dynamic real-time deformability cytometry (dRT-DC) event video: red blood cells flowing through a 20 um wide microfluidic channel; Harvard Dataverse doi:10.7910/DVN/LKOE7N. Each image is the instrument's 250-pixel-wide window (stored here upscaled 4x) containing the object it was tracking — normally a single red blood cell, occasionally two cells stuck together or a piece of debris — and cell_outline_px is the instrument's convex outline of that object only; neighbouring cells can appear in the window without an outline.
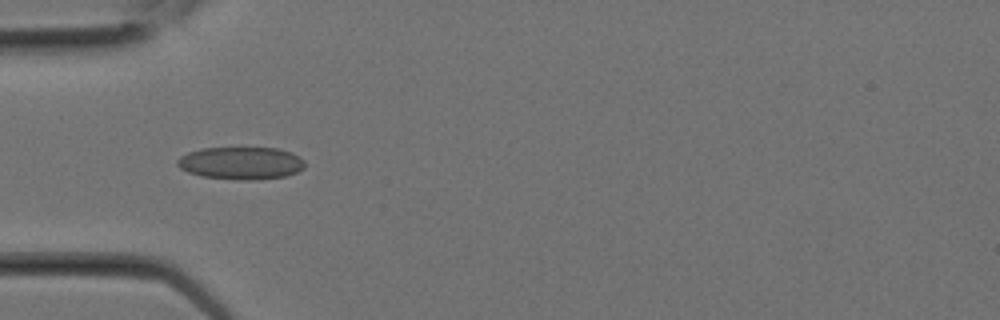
{"species": "Egyptian fruit bat (a non-hibernating species)", "species_latin": "Rousettus aegyptiacus", "temperature_condition": "room temperature", "stored_images_in_passage": 2, "camera_frame_rate_fps": 3000, "um_per_image_px": 0.085, "animal": {"sex": "female"}, "frame": {"image": 1, "passage_image": 2, "time_ms": 0.333, "image_size_px": [1000, 320], "cell_outline_px": [[304, 168], [296, 172], [284, 176], [256, 180], [244, 180], [204, 176], [188, 172], [180, 168], [176, 164], [176, 160], [180, 156], [188, 152], [204, 148], [276, 148], [292, 152], [300, 156], [304, 160]], "centroid_in_image_um": [20.49, 13.85], "position_along_channel_um": 64.5, "area_um2": 24.1}}